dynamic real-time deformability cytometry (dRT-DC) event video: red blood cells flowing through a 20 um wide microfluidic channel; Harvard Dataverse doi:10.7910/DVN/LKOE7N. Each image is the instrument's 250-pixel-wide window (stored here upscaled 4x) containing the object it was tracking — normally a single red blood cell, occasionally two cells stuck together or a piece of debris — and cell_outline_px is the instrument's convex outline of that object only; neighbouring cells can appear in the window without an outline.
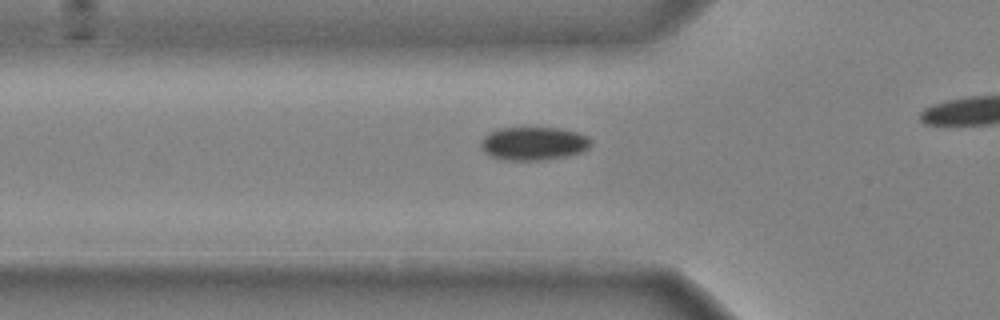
{"species": "common noctule bat (a hibernating species)", "species_latin": "Nyctalus noctula", "temperature_condition": "cold", "stored_images_in_passage": 34, "camera_frame_rate_fps": 3000, "um_per_image_px": 0.085, "animal": {"sex": "male", "body_mass_g": 20.4}, "frame": {"image": 1, "passage_image": 10, "time_ms": 3.0, "image_size_px": [1000, 320], "cell_outline_px": [[592, 144], [584, 152], [544, 160], [504, 160], [492, 156], [484, 152], [480, 144], [484, 136], [496, 128], [560, 128], [576, 132], [588, 136], [592, 140]], "centroid_in_image_um": [45.38, 12.2], "position_along_channel_um": 80.4, "area_um2": 21.44}}
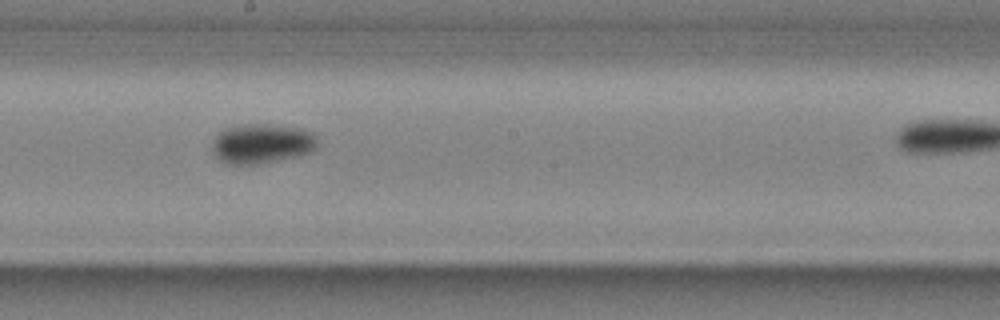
{"frame": {"image": 2, "passage_image": 21, "time_ms": 6.667, "image_size_px": [1000, 320], "cell_outline_px": [[316, 148], [312, 152], [300, 156], [264, 164], [228, 164], [220, 160], [212, 152], [212, 144], [216, 136], [224, 128], [244, 124], [268, 124], [300, 128], [312, 132], [316, 136]], "centroid_in_image_um": [22.27, 12.22], "position_along_channel_um": 225.9, "area_um2": 24.68}}
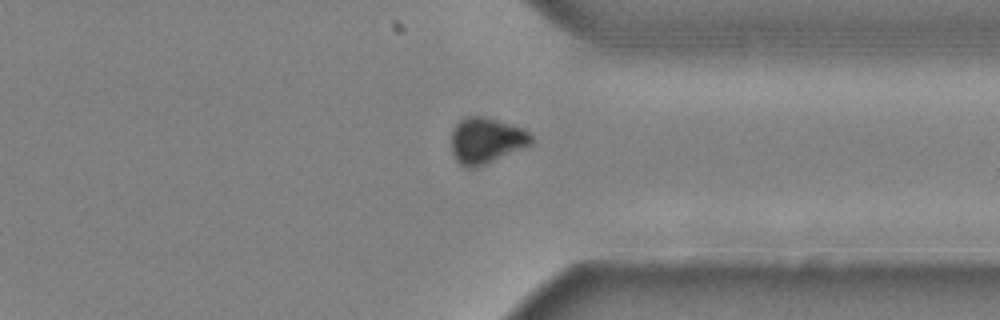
{"frame": {"image": 3, "passage_image": 32, "time_ms": 10.333, "image_size_px": [1000, 320], "cell_outline_px": [[532, 144], [524, 148], [488, 164], [476, 168], [464, 168], [456, 160], [452, 152], [452, 128], [464, 116], [484, 116], [524, 128], [532, 136]], "centroid_in_image_um": [41.32, 11.96], "position_along_channel_um": 370.1, "area_um2": 21.73}}